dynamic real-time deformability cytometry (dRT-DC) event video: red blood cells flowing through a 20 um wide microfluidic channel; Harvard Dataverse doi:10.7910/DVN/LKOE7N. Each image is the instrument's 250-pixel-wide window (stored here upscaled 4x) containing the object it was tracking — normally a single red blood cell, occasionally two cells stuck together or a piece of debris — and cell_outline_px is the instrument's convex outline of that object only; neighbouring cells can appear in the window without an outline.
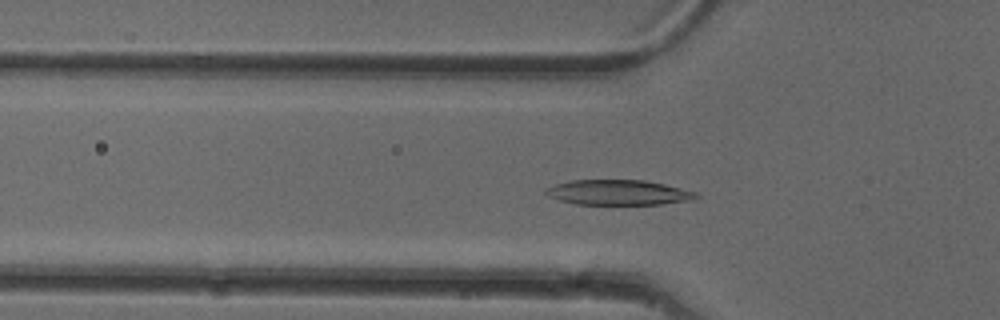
{"species": "common noctule bat (a hibernating species)", "species_latin": "Nyctalus noctula", "temperature_condition": "cold", "stored_images_in_passage": 37, "camera_frame_rate_fps": 3000, "um_per_image_px": 0.085, "animal": {"sex": "female"}, "frame": {"image": 1, "passage_image": 7, "time_ms": 2.0, "image_size_px": [1000, 320], "cell_outline_px": [[700, 196], [692, 200], [660, 204], [576, 204], [560, 200], [548, 196], [544, 192], [544, 188], [556, 184], [572, 180], [644, 180], [664, 184], [696, 192]], "centroid_in_image_um": [52.54, 16.36], "position_along_channel_um": 73.3, "area_um2": 21.91}}
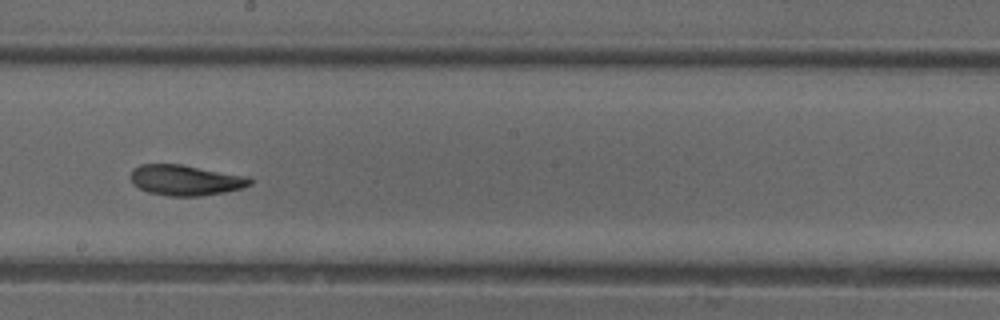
{"frame": {"image": 2, "passage_image": 19, "time_ms": 6.0, "image_size_px": [1000, 320], "cell_outline_px": [[252, 184], [244, 188], [224, 192], [200, 196], [168, 196], [148, 192], [132, 184], [132, 172], [140, 164], [180, 164], [248, 176], [252, 180]], "centroid_in_image_um": [15.81, 15.32], "position_along_channel_um": 232.4, "area_um2": 21.15}}
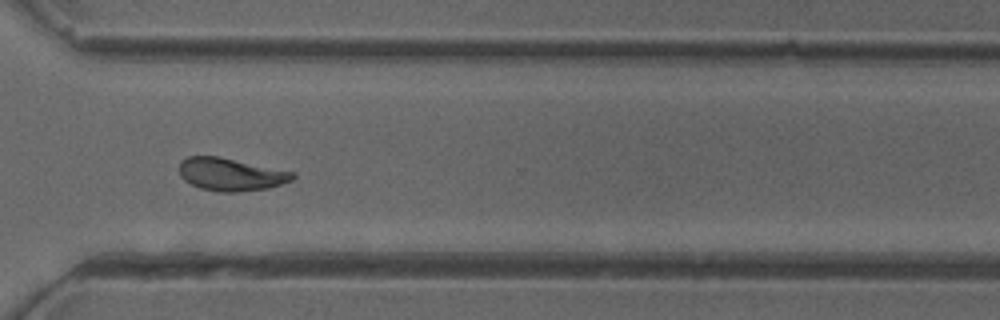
{"frame": {"image": 3, "passage_image": 28, "time_ms": 9.0, "image_size_px": [1000, 320], "cell_outline_px": [[296, 176], [292, 180], [268, 188], [236, 192], [220, 192], [200, 188], [184, 180], [180, 176], [180, 160], [188, 156], [220, 156], [296, 172]], "centroid_in_image_um": [19.63, 14.81], "position_along_channel_um": 351.0, "area_um2": 21.79}, "authors_computed_cell_mechanics": {"area_um2": 21.097, "velocity_mm_per_s": 3.9605, "shape_relaxation_time_tau1_ms": 5.5153, "shape_relaxation_time_tau2_ms": 2.2896, "deformation_change_tau1": 0.1901, "deformation_change_tau2": 0.0798}}